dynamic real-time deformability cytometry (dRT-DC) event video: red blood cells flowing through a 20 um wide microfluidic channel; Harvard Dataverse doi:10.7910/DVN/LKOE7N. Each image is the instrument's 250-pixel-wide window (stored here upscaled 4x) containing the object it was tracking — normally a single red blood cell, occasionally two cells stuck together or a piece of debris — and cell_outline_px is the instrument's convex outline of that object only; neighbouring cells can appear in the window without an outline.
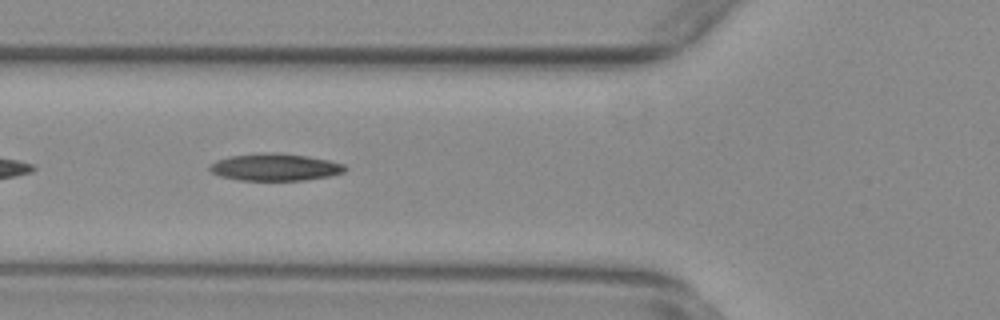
{"species": "common noctule bat (a hibernating species)", "species_latin": "Nyctalus noctula", "temperature_condition": "warm", "stored_images_in_passage": 39, "camera_frame_rate_fps": 3000, "um_per_image_px": 0.085, "animal": {"sex": "female", "body_mass_g": 29.2, "forearm_length_mm": 56.3}, "frame": {"image": 1, "passage_image": 5, "time_ms": 1.333, "image_size_px": [1000, 320], "cell_outline_px": [[348, 168], [344, 172], [328, 176], [304, 180], [236, 180], [220, 176], [212, 172], [208, 168], [208, 164], [216, 160], [228, 156], [256, 152], [280, 152], [308, 156], [328, 160], [344, 164]], "centroid_in_image_um": [23.33, 14.19], "position_along_channel_um": 102.5, "area_um2": 21.79}}
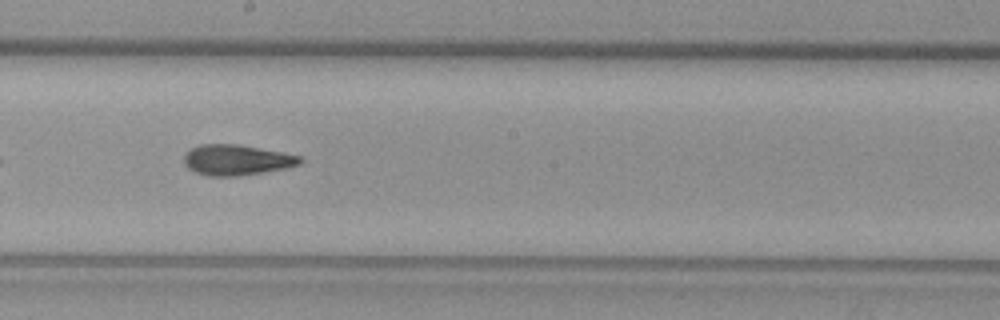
{"frame": {"image": 2, "passage_image": 15, "time_ms": 4.667, "image_size_px": [1000, 320], "cell_outline_px": [[304, 160], [300, 164], [284, 168], [236, 176], [208, 176], [196, 172], [188, 168], [184, 164], [184, 152], [200, 144], [236, 144], [284, 152], [300, 156]], "centroid_in_image_um": [20.09, 13.58], "position_along_channel_um": 228.1, "area_um2": 20.58}}
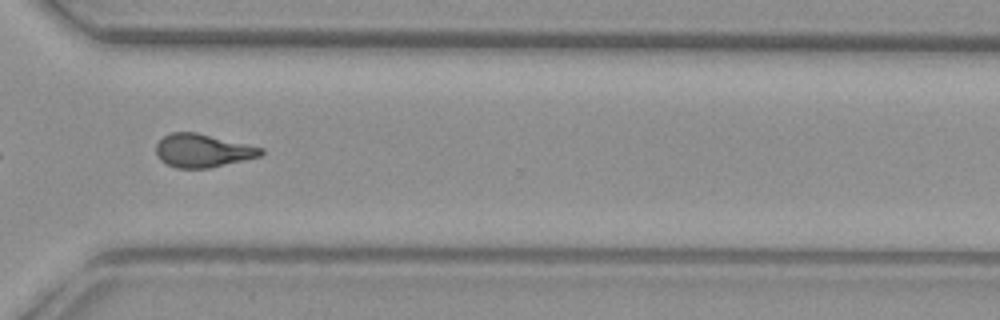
{"frame": {"image": 3, "passage_image": 25, "time_ms": 8.0, "image_size_px": [1000, 320], "cell_outline_px": [[264, 152], [260, 156], [208, 168], [176, 168], [160, 160], [156, 156], [156, 144], [164, 136], [172, 132], [196, 132], [264, 148]], "centroid_in_image_um": [17.2, 12.8], "position_along_channel_um": 353.4, "area_um2": 20.17}, "authors_computed_cell_mechanics": {"area_um2": 20.6346, "velocity_mm_per_s": 3.7565, "shape_relaxation_time_tau1_ms": null, "shape_relaxation_time_tau2_ms": 3.1513, "deformation_change_tau1": null, "deformation_change_tau2": 0.1191}}